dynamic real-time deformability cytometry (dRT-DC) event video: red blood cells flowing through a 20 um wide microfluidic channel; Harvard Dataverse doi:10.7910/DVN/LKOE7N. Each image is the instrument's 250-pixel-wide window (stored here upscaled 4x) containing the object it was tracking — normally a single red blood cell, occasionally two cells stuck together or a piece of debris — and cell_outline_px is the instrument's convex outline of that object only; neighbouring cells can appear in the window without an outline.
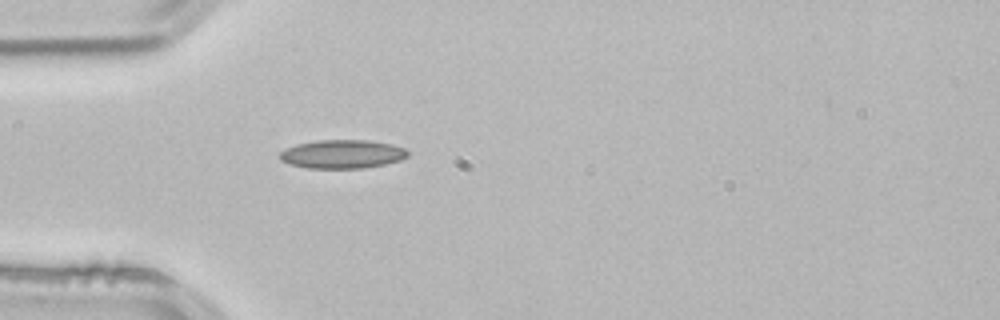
{"species": "common noctule bat (a hibernating species)", "species_latin": "Nyctalus noctula", "temperature_condition": "room temperature", "stored_images_in_passage": 1, "camera_frame_rate_fps": 3000, "um_per_image_px": 0.085, "animal": {"sex": "male", "body_mass_g": 21.5, "forearm_length_mm": 52.0}, "frame": {"image": 1, "passage_image": 1, "time_ms": 0.0, "image_size_px": [1000, 320], "cell_outline_px": [[408, 156], [400, 160], [384, 164], [364, 168], [308, 168], [288, 164], [280, 160], [280, 152], [296, 144], [316, 140], [368, 140], [392, 144], [404, 148], [408, 152]], "centroid_in_image_um": [29.09, 13.1], "position_along_channel_um": 55.9, "area_um2": 21.33}}